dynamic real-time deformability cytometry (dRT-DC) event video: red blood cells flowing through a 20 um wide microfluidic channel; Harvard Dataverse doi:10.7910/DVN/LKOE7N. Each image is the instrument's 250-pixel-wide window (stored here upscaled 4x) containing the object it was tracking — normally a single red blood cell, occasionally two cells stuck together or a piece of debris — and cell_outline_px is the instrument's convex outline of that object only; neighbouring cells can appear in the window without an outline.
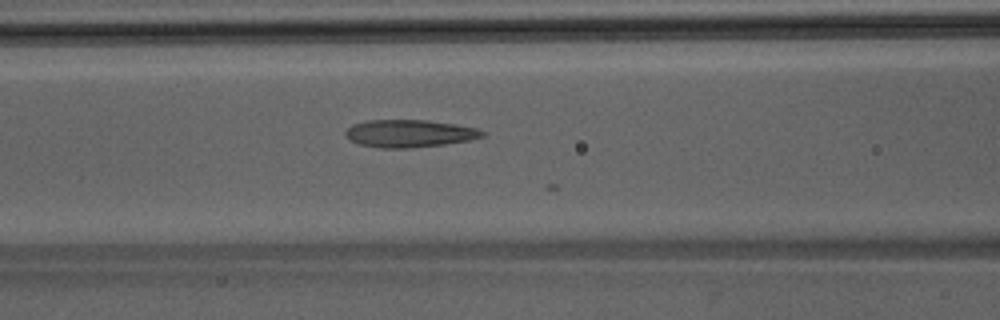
{"species": "Egyptian fruit bat (a non-hibernating species)", "species_latin": "Rousettus aegyptiacus", "temperature_condition": "room temperature", "stored_images_in_passage": 9, "camera_frame_rate_fps": 3000, "um_per_image_px": 0.085, "animal": {"sex": "male"}, "frame": {"image": 1, "passage_image": 5, "time_ms": 1.333, "image_size_px": [1000, 320], "cell_outline_px": [[484, 136], [472, 140], [444, 144], [412, 148], [380, 148], [360, 144], [352, 140], [344, 132], [352, 124], [364, 120], [428, 120], [456, 124], [476, 128], [484, 132]], "centroid_in_image_um": [34.82, 11.34], "position_along_channel_um": 131.8, "area_um2": 21.96}}